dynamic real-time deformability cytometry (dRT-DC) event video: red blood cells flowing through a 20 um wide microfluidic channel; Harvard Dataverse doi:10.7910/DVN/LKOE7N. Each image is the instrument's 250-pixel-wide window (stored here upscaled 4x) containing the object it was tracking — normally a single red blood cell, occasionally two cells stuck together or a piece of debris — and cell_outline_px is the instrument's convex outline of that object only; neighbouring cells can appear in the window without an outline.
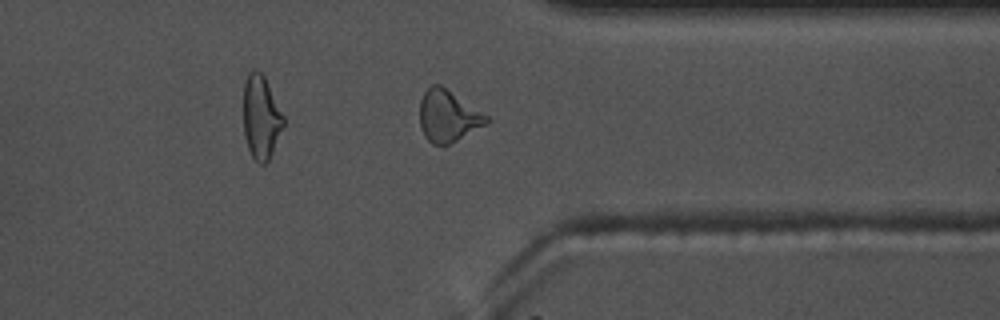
{"species": "common noctule bat (a hibernating species)", "species_latin": "Nyctalus noctula", "temperature_condition": "warm", "stored_images_in_passage": 42, "camera_frame_rate_fps": 3000, "um_per_image_px": 0.085, "animal": {"sex": "male", "body_mass_g": 17.5, "forearm_length_mm": 52.3}, "frame": {"image": 1, "passage_image": 30, "time_ms": 9.667, "image_size_px": [1000, 320], "cell_outline_px": [[492, 120], [456, 140], [448, 144], [432, 144], [424, 136], [420, 124], [420, 100], [424, 92], [432, 84], [440, 84], [488, 116]], "centroid_in_image_um": [38.05, 9.85], "position_along_channel_um": 373.3, "area_um2": 19.71}, "authors_computed_cell_mechanics": {"area_um2": 19.1896, "velocity_mm_per_s": 3.6831, "shape_relaxation_time_tau1_ms": 5.0638, "shape_relaxation_time_tau2_ms": 1.6379, "deformation_change_tau1": 0.1695, "deformation_change_tau2": 0.0997}}